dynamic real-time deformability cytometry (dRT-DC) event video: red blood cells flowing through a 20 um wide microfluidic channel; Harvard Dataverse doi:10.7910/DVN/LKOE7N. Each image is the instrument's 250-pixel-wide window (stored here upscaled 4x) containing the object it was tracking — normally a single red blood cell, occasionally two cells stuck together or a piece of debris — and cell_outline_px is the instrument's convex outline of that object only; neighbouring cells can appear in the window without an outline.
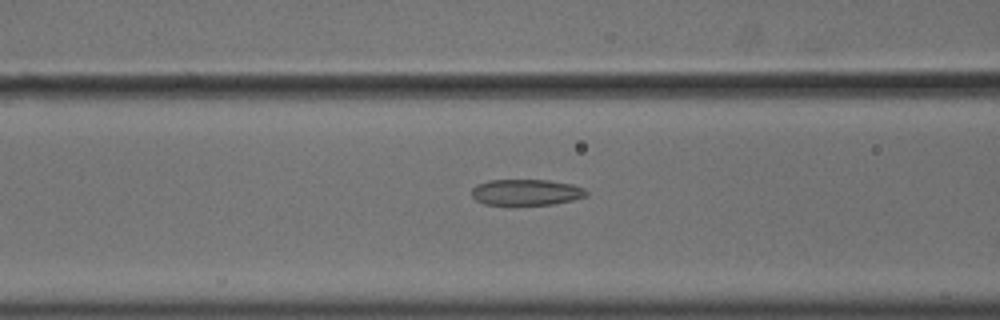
{"species": "common noctule bat (a hibernating species)", "species_latin": "Nyctalus noctula", "temperature_condition": "cold", "stored_images_in_passage": 46, "camera_frame_rate_fps": 3000, "um_per_image_px": 0.085, "animal": {"sex": "male", "body_mass_g": 18.8}, "frame": {"image": 1, "passage_image": 13, "time_ms": 4.0, "image_size_px": [1000, 320], "cell_outline_px": [[588, 196], [572, 200], [552, 204], [484, 204], [476, 200], [472, 196], [472, 188], [476, 184], [488, 180], [548, 180], [572, 184], [584, 188], [588, 192]], "centroid_in_image_um": [44.73, 16.33], "position_along_channel_um": 121.9, "area_um2": 17.34}}
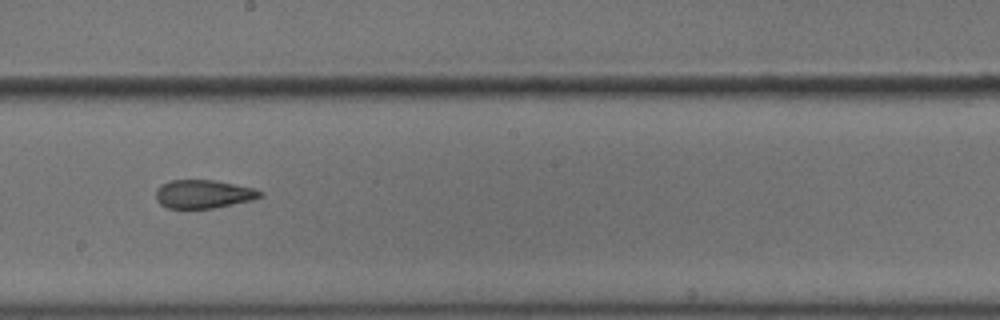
{"frame": {"image": 2, "passage_image": 22, "time_ms": 7.0, "image_size_px": [1000, 320], "cell_outline_px": [[264, 196], [252, 200], [212, 208], [168, 208], [160, 204], [156, 200], [156, 188], [160, 184], [172, 180], [212, 180], [256, 188], [264, 192]], "centroid_in_image_um": [17.3, 16.49], "position_along_channel_um": 230.9, "area_um2": 17.34}}
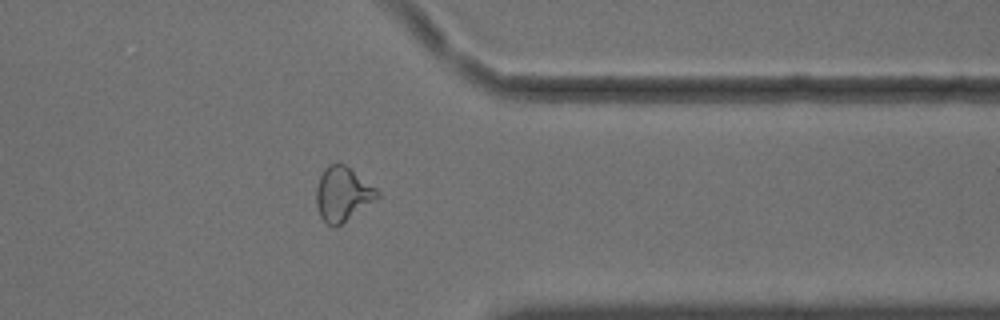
{"frame": {"image": 3, "passage_image": 35, "time_ms": 11.333, "image_size_px": [1000, 320], "cell_outline_px": [[380, 196], [340, 224], [328, 224], [320, 216], [316, 204], [316, 188], [320, 176], [324, 168], [328, 164], [344, 164], [376, 188], [380, 192]], "centroid_in_image_um": [29.1, 16.46], "position_along_channel_um": 382.3, "area_um2": 18.73}, "authors_computed_cell_mechanics": {"area_um2": 18.4093, "velocity_mm_per_s": 3.6207, "shape_relaxation_time_tau1_ms": 7.1062, "shape_relaxation_time_tau2_ms": 1.9696, "deformation_change_tau1": 0.1664, "deformation_change_tau2": 0.1004}}